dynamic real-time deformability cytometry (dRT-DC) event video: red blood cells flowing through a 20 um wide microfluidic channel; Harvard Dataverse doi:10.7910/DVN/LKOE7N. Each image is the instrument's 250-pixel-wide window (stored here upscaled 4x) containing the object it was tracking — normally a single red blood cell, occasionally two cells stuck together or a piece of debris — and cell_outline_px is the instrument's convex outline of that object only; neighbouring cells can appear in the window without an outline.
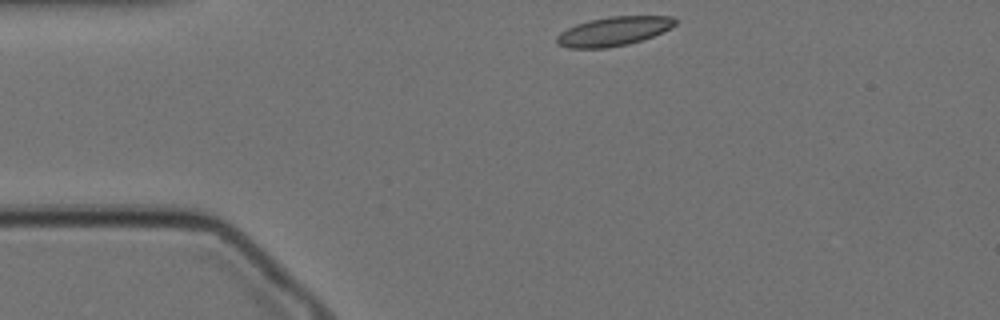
{"species": "Egyptian fruit bat (a non-hibernating species)", "species_latin": "Rousettus aegyptiacus", "temperature_condition": "cold", "stored_images_in_passage": 48, "camera_frame_rate_fps": 3000, "um_per_image_px": 0.085, "animal": {"sex": "female"}, "frame": {"image": 1, "passage_image": 1, "time_ms": 0.0, "image_size_px": [1000, 320], "cell_outline_px": [[676, 24], [652, 36], [628, 44], [604, 48], [568, 48], [556, 44], [556, 36], [560, 32], [576, 24], [588, 20], [608, 16], [672, 16], [676, 20]], "centroid_in_image_um": [52.09, 2.65], "position_along_channel_um": 32.9, "area_um2": 19.94}}
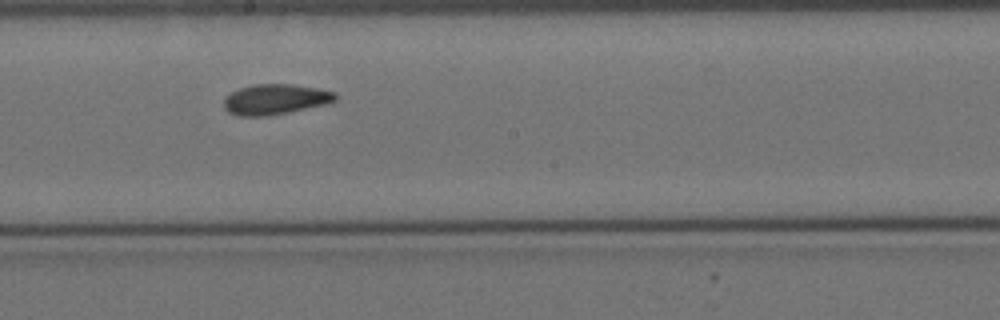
{"frame": {"image": 2, "passage_image": 21, "time_ms": 6.667, "image_size_px": [1000, 320], "cell_outline_px": [[336, 100], [328, 104], [268, 116], [240, 116], [228, 112], [224, 108], [224, 100], [232, 92], [240, 88], [252, 84], [292, 84], [316, 88], [336, 92]], "centroid_in_image_um": [23.41, 8.44], "position_along_channel_um": 224.8, "area_um2": 19.71}}
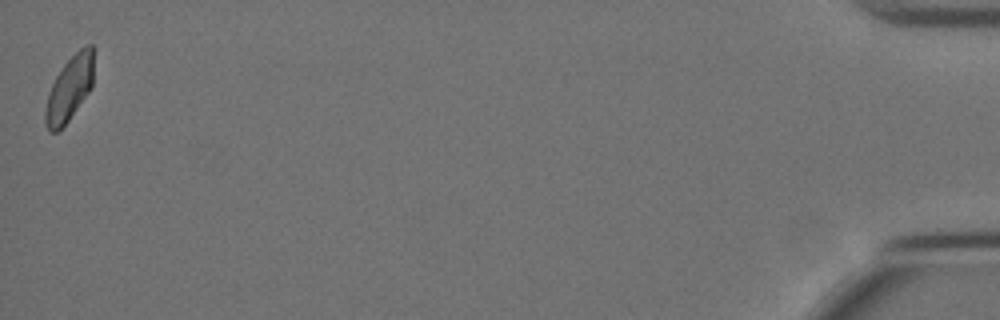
{"frame": {"image": 3, "passage_image": 48, "time_ms": 15.667, "image_size_px": [1000, 320], "cell_outline_px": [[92, 88], [68, 120], [56, 132], [48, 132], [44, 124], [44, 108], [48, 92], [56, 76], [64, 64], [84, 44], [92, 44]], "centroid_in_image_um": [5.86, 7.56], "position_along_channel_um": 429.3, "area_um2": 18.15}, "authors_computed_cell_mechanics": {"area_um2": 19.3341, "velocity_mm_per_s": 3.4074, "shape_relaxation_time_tau1_ms": null, "shape_relaxation_time_tau2_ms": 2.3034, "deformation_change_tau1": null, "deformation_change_tau2": 0.0559}}